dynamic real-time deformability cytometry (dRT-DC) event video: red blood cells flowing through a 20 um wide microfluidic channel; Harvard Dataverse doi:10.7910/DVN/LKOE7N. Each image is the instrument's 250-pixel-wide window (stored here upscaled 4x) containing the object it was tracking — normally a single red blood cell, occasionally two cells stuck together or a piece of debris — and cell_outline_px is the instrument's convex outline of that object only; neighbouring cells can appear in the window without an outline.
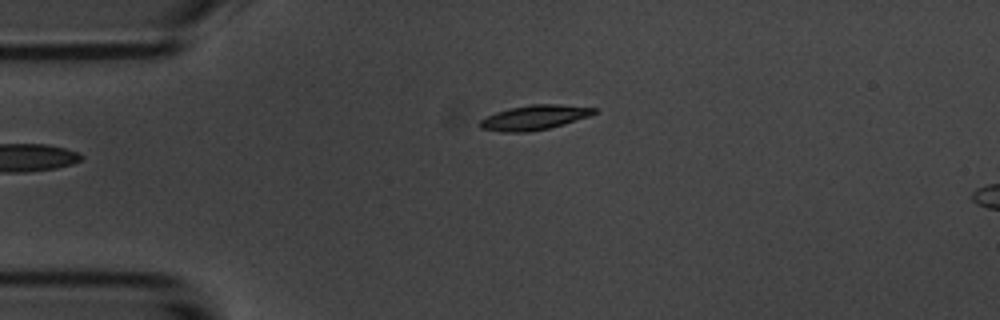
{"species": "common noctule bat (a hibernating species)", "species_latin": "Nyctalus noctula", "temperature_condition": "room temperature", "stored_images_in_passage": 2, "camera_frame_rate_fps": 3000, "um_per_image_px": 0.085, "animal": {"sex": "male", "body_mass_g": 20.1, "forearm_length_mm": 53.5}, "frame": {"image": 1, "passage_image": 2, "time_ms": 1.333, "image_size_px": [1000, 320], "cell_outline_px": [[596, 112], [588, 116], [564, 124], [548, 128], [528, 132], [500, 132], [480, 128], [476, 124], [480, 120], [496, 112], [508, 108], [532, 104], [556, 104], [596, 108]], "centroid_in_image_um": [45.35, 9.99], "position_along_channel_um": 39.6, "area_um2": 16.36}}